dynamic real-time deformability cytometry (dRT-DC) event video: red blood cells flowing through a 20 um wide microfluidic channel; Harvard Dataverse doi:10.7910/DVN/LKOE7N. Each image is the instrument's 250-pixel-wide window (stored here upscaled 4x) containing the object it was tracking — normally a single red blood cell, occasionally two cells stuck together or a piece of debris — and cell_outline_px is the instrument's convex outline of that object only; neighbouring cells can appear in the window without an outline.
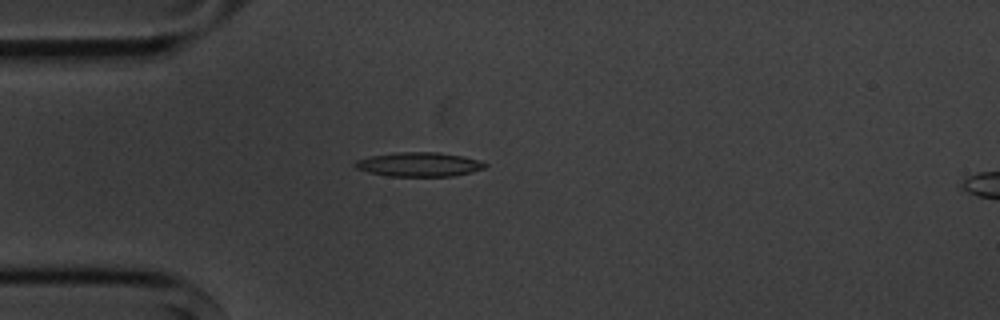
{"species": "common noctule bat (a hibernating species)", "species_latin": "Nyctalus noctula", "temperature_condition": "cold", "stored_images_in_passage": 4, "camera_frame_rate_fps": 3000, "um_per_image_px": 0.085, "animal": {"sex": "male", "body_mass_g": 20.1, "forearm_length_mm": 53.5}, "frame": {"image": 1, "passage_image": 3, "time_ms": 2.333, "image_size_px": [1000, 320], "cell_outline_px": [[488, 164], [484, 168], [472, 172], [452, 176], [392, 176], [368, 172], [356, 168], [352, 164], [356, 160], [368, 156], [396, 152], [440, 152], [480, 160]], "centroid_in_image_um": [35.6, 13.97], "position_along_channel_um": 49.4, "area_um2": 18.38}}